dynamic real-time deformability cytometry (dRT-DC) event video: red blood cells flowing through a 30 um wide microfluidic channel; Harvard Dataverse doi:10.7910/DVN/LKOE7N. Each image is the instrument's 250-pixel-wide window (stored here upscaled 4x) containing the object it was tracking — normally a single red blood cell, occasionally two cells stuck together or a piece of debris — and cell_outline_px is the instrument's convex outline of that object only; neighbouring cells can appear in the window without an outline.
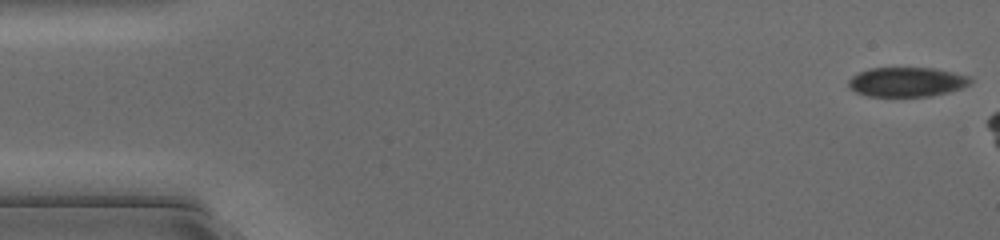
{"species": "common noctule bat (a hibernating species)", "species_latin": "Nyctalus noctula", "temperature_condition": "cold", "stored_images_in_passage": 6, "camera_frame_rate_fps": 3000, "um_per_image_px": 0.085, "animal": {"sex": "female", "body_mass_g": 17.0, "forearm_length_mm": 48.0}, "frame": {"image": 1, "passage_image": 1, "time_ms": 0.0, "image_size_px": [1000, 240], "cell_outline_px": [[968, 84], [944, 92], [928, 96], [872, 96], [860, 92], [852, 88], [848, 84], [848, 80], [852, 76], [860, 72], [872, 68], [932, 68], [964, 76], [968, 80]], "centroid_in_image_um": [76.97, 6.96], "position_along_channel_um": 8.0, "area_um2": 19.83}}